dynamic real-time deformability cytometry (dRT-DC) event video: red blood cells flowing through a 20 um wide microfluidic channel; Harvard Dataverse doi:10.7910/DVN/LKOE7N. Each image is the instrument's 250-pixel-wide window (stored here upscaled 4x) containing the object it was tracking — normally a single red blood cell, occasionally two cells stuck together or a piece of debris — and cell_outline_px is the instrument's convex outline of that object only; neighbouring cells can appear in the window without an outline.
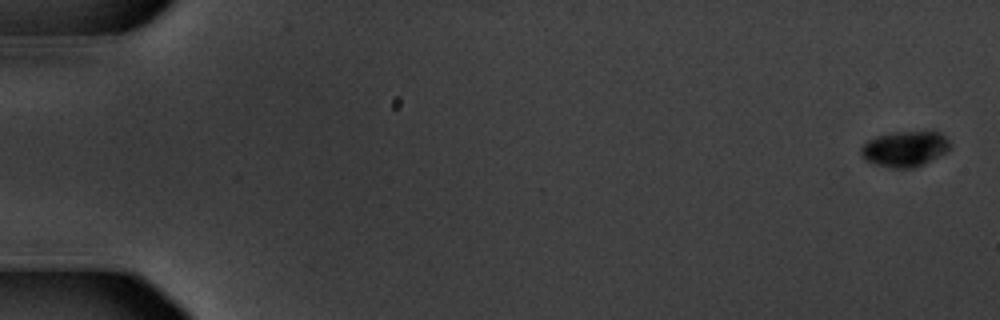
{"species": "common noctule bat (a hibernating species)", "species_latin": "Nyctalus noctula", "temperature_condition": "warm", "stored_images_in_passage": 57, "camera_frame_rate_fps": 3000, "um_per_image_px": 0.085, "animal": {"sex": "male", "body_mass_g": 20.1, "forearm_length_mm": 53.5}, "frame": {"image": 1, "passage_image": 1, "time_ms": 0.0, "image_size_px": [1000, 320], "cell_outline_px": [[952, 148], [948, 152], [924, 164], [912, 168], [892, 168], [876, 164], [864, 160], [860, 152], [860, 148], [868, 140], [876, 136], [892, 132], [940, 132], [952, 144]], "centroid_in_image_um": [76.94, 12.66], "position_along_channel_um": 8.1, "area_um2": 18.61}}
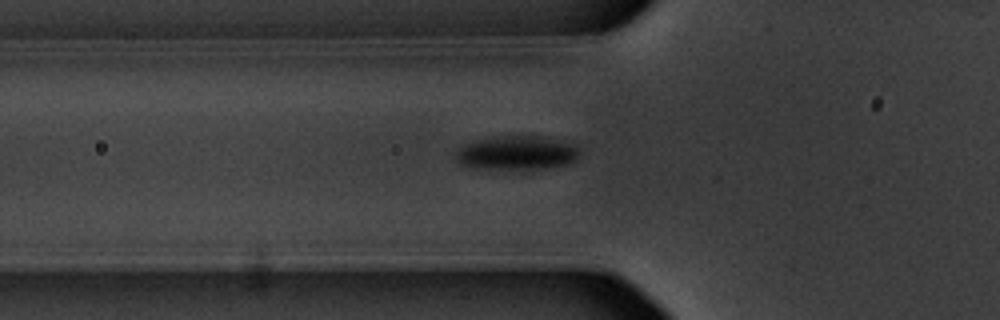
{"frame": {"image": 2, "passage_image": 21, "time_ms": 6.667, "image_size_px": [1000, 320], "cell_outline_px": [[580, 152], [572, 164], [544, 168], [488, 168], [460, 164], [456, 160], [456, 148], [464, 144], [480, 140], [504, 136], [540, 136], [576, 144]], "centroid_in_image_um": [43.98, 12.98], "position_along_channel_um": 81.8, "area_um2": 24.1}}
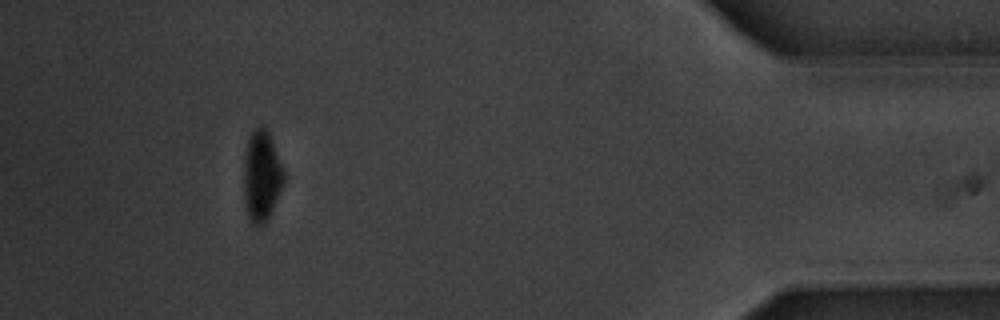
{"frame": {"image": 3, "passage_image": 53, "time_ms": 17.333, "image_size_px": [1000, 320], "cell_outline_px": [[284, 180], [272, 212], [264, 224], [252, 224], [248, 216], [244, 200], [244, 152], [248, 140], [252, 132], [260, 124], [268, 132], [284, 172]], "centroid_in_image_um": [22.22, 14.98], "position_along_channel_um": 413.0, "area_um2": 20.87}, "authors_computed_cell_mechanics": {"area_um2": 21.8484, "velocity_mm_per_s": 3.5986, "shape_relaxation_time_tau1_ms": 1.6003, "shape_relaxation_time_tau2_ms": null, "deformation_change_tau1": 0.1336, "deformation_change_tau2": null}}